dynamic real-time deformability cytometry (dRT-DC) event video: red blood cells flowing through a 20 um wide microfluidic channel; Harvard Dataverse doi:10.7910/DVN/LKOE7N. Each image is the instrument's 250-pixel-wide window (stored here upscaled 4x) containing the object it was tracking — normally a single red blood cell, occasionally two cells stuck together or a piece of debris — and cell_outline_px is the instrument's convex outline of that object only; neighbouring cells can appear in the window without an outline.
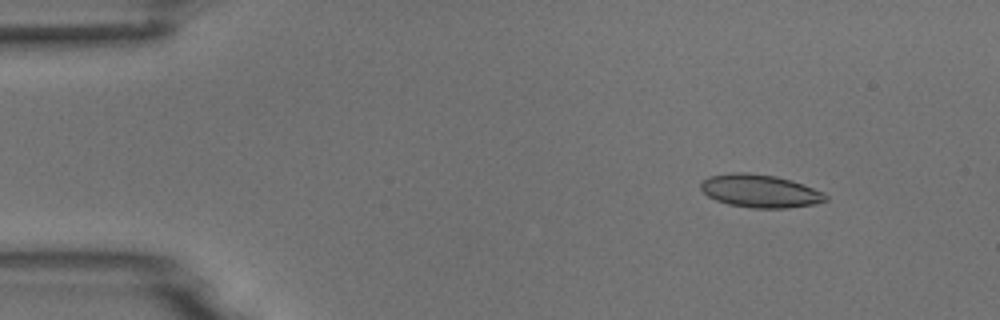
{"species": "common noctule bat (a hibernating species)", "species_latin": "Nyctalus noctula", "temperature_condition": "room temperature", "stored_images_in_passage": 7, "camera_frame_rate_fps": 3000, "um_per_image_px": 0.085, "animal": {"sex": "male", "body_mass_g": 18.8}, "frame": {"image": 1, "passage_image": 2, "time_ms": 1.0, "image_size_px": [1000, 320], "cell_outline_px": [[828, 200], [816, 204], [788, 208], [752, 208], [728, 204], [716, 200], [708, 196], [700, 188], [700, 184], [708, 176], [736, 172], [744, 172], [776, 176], [804, 184], [824, 192], [828, 196]], "centroid_in_image_um": [64.64, 16.24], "position_along_channel_um": 20.4, "area_um2": 24.1}}
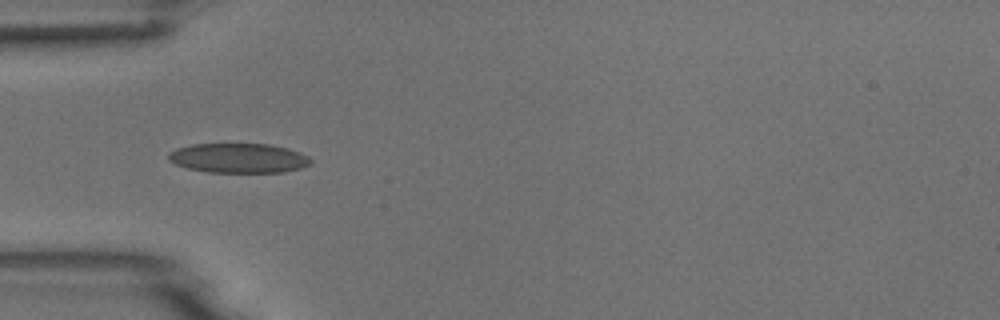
{"frame": {"image": 2, "passage_image": 5, "time_ms": 4.333, "image_size_px": [1000, 320], "cell_outline_px": [[312, 160], [308, 164], [300, 168], [284, 172], [208, 172], [188, 168], [176, 164], [168, 160], [168, 152], [176, 148], [192, 144], [268, 144], [288, 148], [300, 152], [308, 156]], "centroid_in_image_um": [20.26, 13.43], "position_along_channel_um": 64.7, "area_um2": 24.51}}